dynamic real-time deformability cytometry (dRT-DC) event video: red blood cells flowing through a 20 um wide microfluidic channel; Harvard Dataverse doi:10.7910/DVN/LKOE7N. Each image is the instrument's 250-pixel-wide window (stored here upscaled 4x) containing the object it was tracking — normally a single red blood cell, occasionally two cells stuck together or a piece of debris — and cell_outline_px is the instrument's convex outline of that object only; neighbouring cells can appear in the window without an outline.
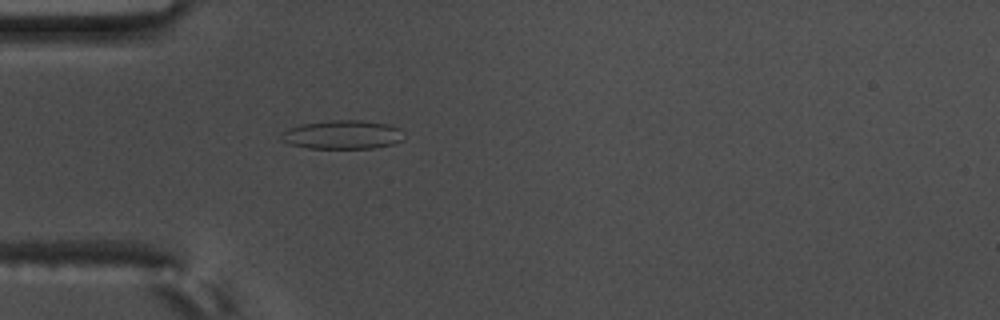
{"species": "common noctule bat (a hibernating species)", "species_latin": "Nyctalus noctula", "temperature_condition": "warm", "stored_images_in_passage": 55, "camera_frame_rate_fps": 3000, "um_per_image_px": 0.085, "animal": {"sex": "male", "body_mass_g": 17.5, "forearm_length_mm": 52.3}, "frame": {"image": 1, "passage_image": 16, "time_ms": 5.0, "image_size_px": [1000, 320], "cell_outline_px": [[404, 140], [392, 144], [376, 148], [308, 148], [288, 144], [280, 140], [280, 132], [288, 128], [304, 124], [332, 120], [360, 120], [388, 124], [400, 128]], "centroid_in_image_um": [29.09, 11.45], "position_along_channel_um": 55.9, "area_um2": 20.69}}
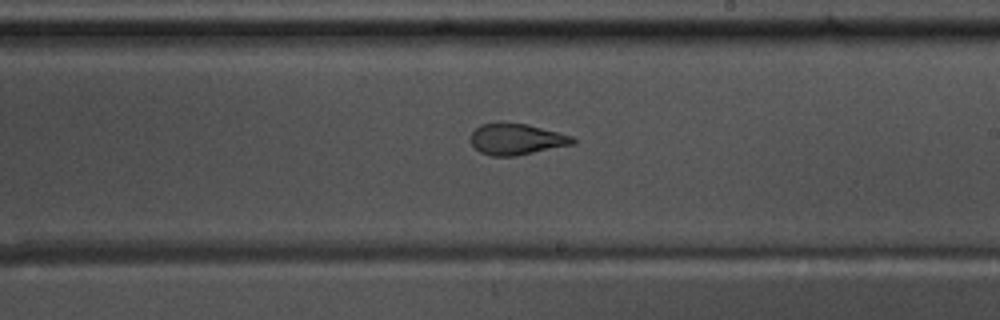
{"frame": {"image": 2, "passage_image": 32, "time_ms": 10.333, "image_size_px": [1000, 320], "cell_outline_px": [[576, 144], [516, 156], [492, 156], [480, 152], [472, 144], [472, 132], [480, 124], [528, 124], [572, 136], [576, 140]], "centroid_in_image_um": [43.95, 11.86], "position_along_channel_um": 245.0, "area_um2": 18.26}}
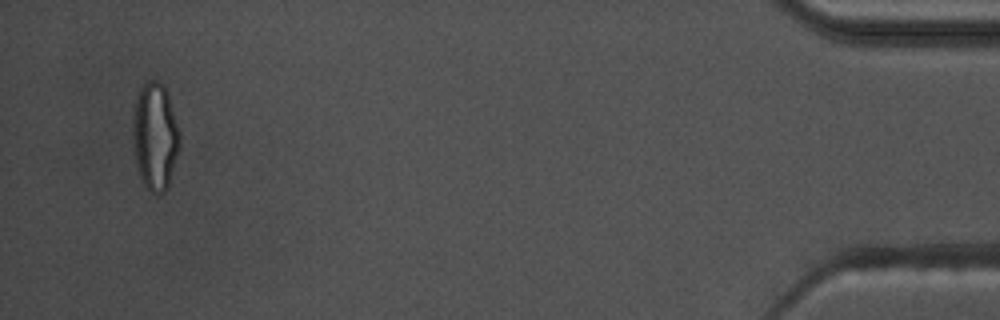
{"frame": {"image": 3, "passage_image": 53, "time_ms": 17.333, "image_size_px": [1000, 320], "cell_outline_px": [[180, 148], [168, 188], [164, 192], [152, 192], [140, 180], [136, 164], [132, 144], [132, 124], [136, 96], [140, 84], [148, 80], [156, 80], [164, 84], [168, 92], [180, 132]], "centroid_in_image_um": [13.17, 11.55], "position_along_channel_um": 422.0, "area_um2": 30.11}, "authors_computed_cell_mechanics": {"area_um2": 20.5768, "velocity_mm_per_s": 3.6703, "shape_relaxation_time_tau1_ms": null, "shape_relaxation_time_tau2_ms": 1.3742, "deformation_change_tau1": null, "deformation_change_tau2": 0.0932}}